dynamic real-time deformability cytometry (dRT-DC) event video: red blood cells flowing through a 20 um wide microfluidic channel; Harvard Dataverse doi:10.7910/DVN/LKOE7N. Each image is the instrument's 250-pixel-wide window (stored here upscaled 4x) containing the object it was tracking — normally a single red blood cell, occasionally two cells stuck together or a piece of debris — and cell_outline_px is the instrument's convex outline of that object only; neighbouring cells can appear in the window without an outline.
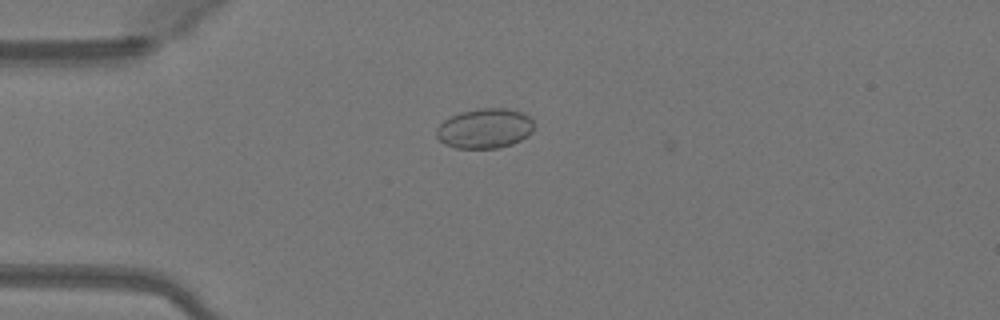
{"species": "Egyptian fruit bat (a non-hibernating species)", "species_latin": "Rousettus aegyptiacus", "temperature_condition": "warm", "stored_images_in_passage": 42, "camera_frame_rate_fps": 3000, "um_per_image_px": 0.085, "animal": {"sex": "female"}, "frame": {"image": 1, "passage_image": 5, "time_ms": 1.333, "image_size_px": [1000, 320], "cell_outline_px": [[536, 128], [528, 136], [512, 144], [496, 148], [456, 148], [444, 144], [436, 136], [436, 128], [444, 120], [460, 112], [480, 108], [508, 108], [520, 112], [528, 116], [532, 120]], "centroid_in_image_um": [41.22, 10.92], "position_along_channel_um": 43.8, "area_um2": 22.77}}
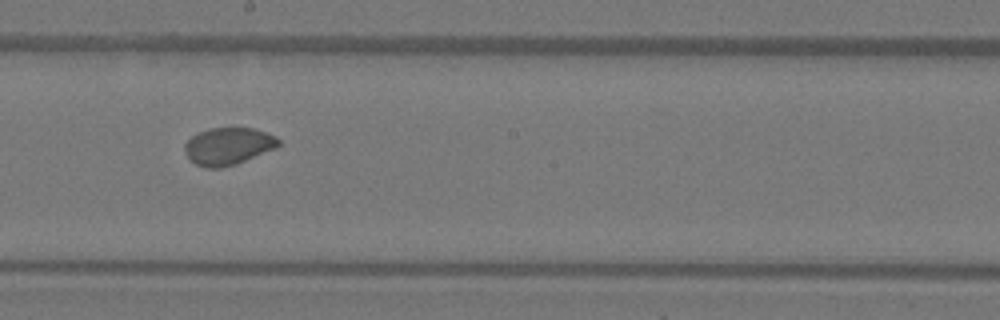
{"frame": {"image": 2, "passage_image": 20, "time_ms": 6.333, "image_size_px": [1000, 320], "cell_outline_px": [[280, 144], [276, 148], [236, 164], [220, 168], [204, 168], [196, 164], [188, 156], [184, 148], [184, 144], [196, 132], [208, 128], [252, 128], [276, 136], [280, 140]], "centroid_in_image_um": [19.39, 12.42], "position_along_channel_um": 228.8, "area_um2": 20.35}}
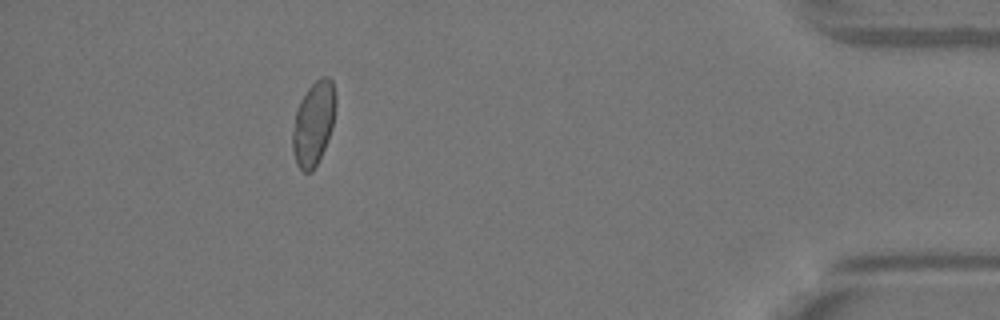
{"frame": {"image": 3, "passage_image": 37, "time_ms": 12.0, "image_size_px": [1000, 320], "cell_outline_px": [[336, 104], [332, 128], [324, 148], [312, 172], [304, 172], [296, 164], [292, 148], [292, 132], [296, 112], [300, 100], [308, 88], [316, 80], [324, 76], [328, 76], [332, 80], [336, 96]], "centroid_in_image_um": [26.65, 10.47], "position_along_channel_um": 408.6, "area_um2": 20.98}, "authors_computed_cell_mechanics": {"area_um2": 20.9236, "velocity_mm_per_s": 4.1189, "shape_relaxation_time_tau1_ms": 10.7877, "shape_relaxation_time_tau2_ms": 2.4299, "deformation_change_tau1": 0.1309, "deformation_change_tau2": 0.0386}}